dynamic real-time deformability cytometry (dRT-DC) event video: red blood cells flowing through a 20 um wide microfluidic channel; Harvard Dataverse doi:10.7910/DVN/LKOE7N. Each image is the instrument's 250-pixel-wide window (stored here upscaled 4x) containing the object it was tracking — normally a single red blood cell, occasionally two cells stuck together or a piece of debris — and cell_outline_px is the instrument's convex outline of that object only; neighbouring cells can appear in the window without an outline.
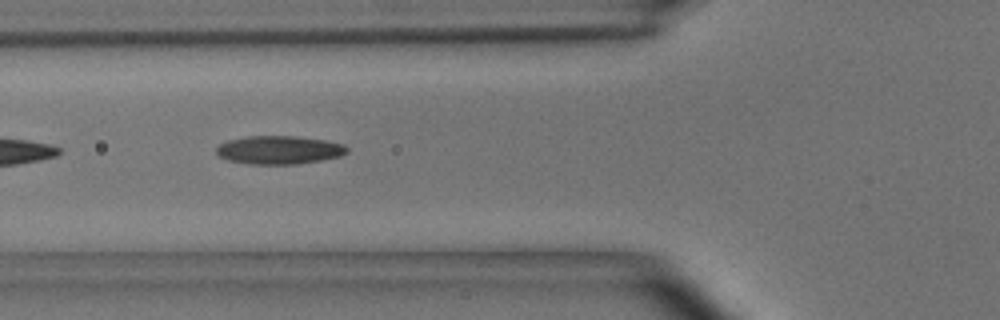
{"species": "common noctule bat (a hibernating species)", "species_latin": "Nyctalus noctula", "temperature_condition": "room temperature", "stored_images_in_passage": 7, "camera_frame_rate_fps": 3000, "um_per_image_px": 0.085, "animal": {"sex": "male", "body_mass_g": 15.6}, "frame": {"image": 1, "passage_image": 3, "time_ms": 0.667, "image_size_px": [1000, 320], "cell_outline_px": [[348, 152], [340, 156], [320, 160], [296, 164], [248, 164], [228, 160], [220, 156], [216, 152], [216, 148], [220, 144], [228, 140], [248, 136], [296, 136], [324, 140], [344, 144], [348, 148]], "centroid_in_image_um": [23.73, 12.74], "position_along_channel_um": 102.1, "area_um2": 21.5}}